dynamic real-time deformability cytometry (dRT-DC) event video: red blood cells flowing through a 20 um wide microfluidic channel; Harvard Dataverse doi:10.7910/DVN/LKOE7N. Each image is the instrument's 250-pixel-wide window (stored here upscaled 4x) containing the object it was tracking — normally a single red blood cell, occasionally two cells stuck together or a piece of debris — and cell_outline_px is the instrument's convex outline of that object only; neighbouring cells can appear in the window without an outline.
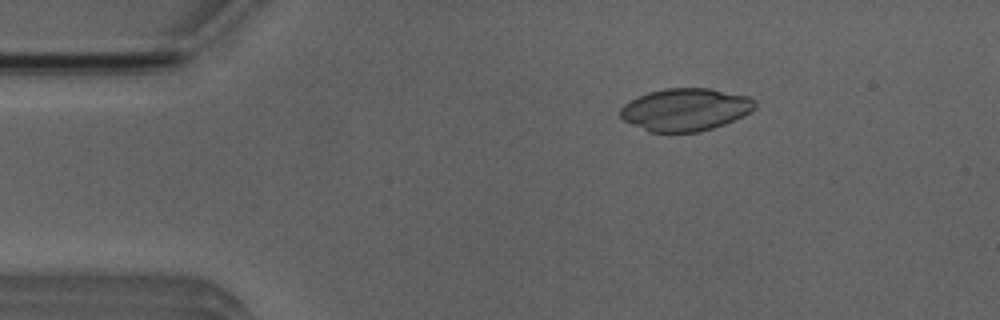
{"species": "Egyptian fruit bat (a non-hibernating species)", "species_latin": "Rousettus aegyptiacus", "temperature_condition": "room temperature", "stored_images_in_passage": 50, "camera_frame_rate_fps": 3000, "um_per_image_px": 0.085, "animal": {"sex": "male"}, "frame": {"image": 1, "passage_image": 7, "time_ms": 2.0, "image_size_px": [1000, 320], "cell_outline_px": [[756, 108], [744, 116], [724, 124], [700, 132], [648, 132], [624, 120], [620, 116], [620, 108], [624, 104], [648, 92], [668, 88], [708, 88], [748, 96], [756, 100]], "centroid_in_image_um": [58.28, 9.32], "position_along_channel_um": 26.7, "area_um2": 33.35}}
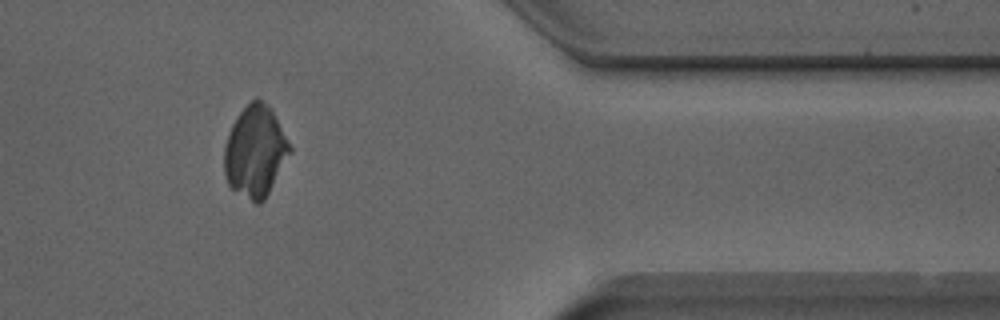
{"frame": {"image": 2, "passage_image": 41, "time_ms": 13.333, "image_size_px": [1000, 320], "cell_outline_px": [[292, 152], [264, 200], [260, 204], [256, 204], [232, 188], [228, 184], [224, 176], [224, 148], [232, 124], [236, 116], [256, 96], [272, 108], [292, 148]], "centroid_in_image_um": [21.71, 12.86], "position_along_channel_um": 389.7, "area_um2": 34.97}}
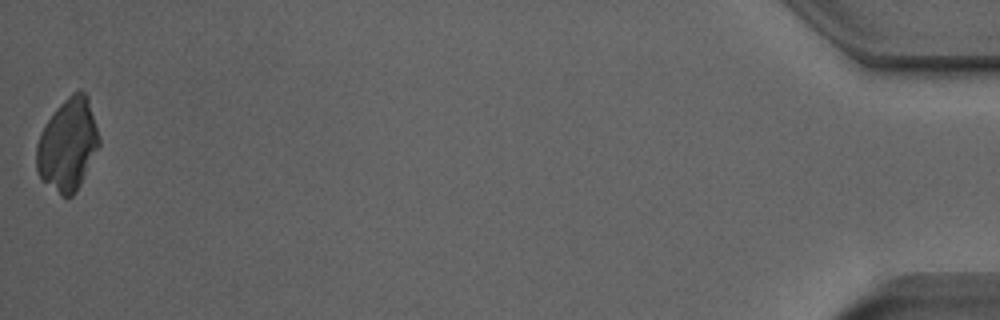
{"frame": {"image": 3, "passage_image": 50, "time_ms": 16.333, "image_size_px": [1000, 320], "cell_outline_px": [[100, 144], [76, 192], [72, 196], [60, 196], [40, 180], [36, 168], [36, 144], [40, 132], [44, 124], [56, 108], [72, 92], [84, 92], [88, 96], [100, 140]], "centroid_in_image_um": [5.73, 12.32], "position_along_channel_um": 429.5, "area_um2": 33.7}}